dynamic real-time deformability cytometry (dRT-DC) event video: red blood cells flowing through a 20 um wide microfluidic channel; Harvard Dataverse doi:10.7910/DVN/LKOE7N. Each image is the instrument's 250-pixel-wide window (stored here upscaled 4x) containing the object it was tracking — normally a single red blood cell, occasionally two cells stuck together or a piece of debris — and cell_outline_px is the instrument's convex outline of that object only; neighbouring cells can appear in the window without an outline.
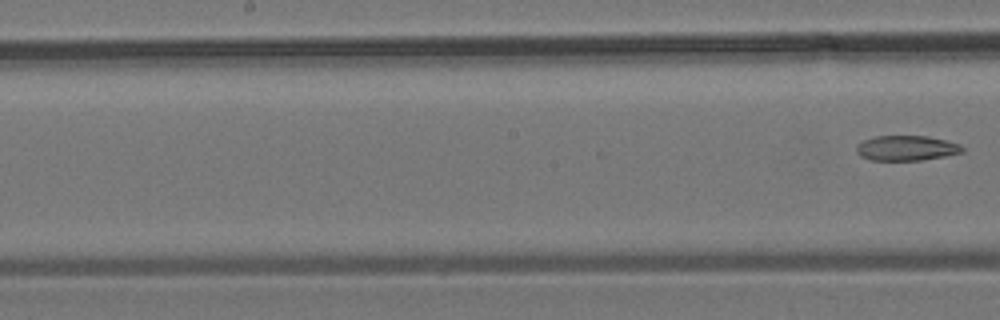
{"species": "common noctule bat (a hibernating species)", "species_latin": "Nyctalus noctula", "temperature_condition": "room temperature", "stored_images_in_passage": 5, "camera_frame_rate_fps": 3000, "um_per_image_px": 0.085, "animal": {"sex": "male", "body_mass_g": 19.2, "forearm_length_mm": 51.8}, "frame": {"image": 1, "passage_image": 5, "time_ms": 5.0, "image_size_px": [1000, 320], "cell_outline_px": [[964, 152], [924, 160], [872, 160], [860, 156], [856, 152], [856, 144], [864, 140], [876, 136], [928, 136], [960, 144], [964, 148]], "centroid_in_image_um": [77.04, 12.59], "position_along_channel_um": 171.2, "area_um2": 15.49}}